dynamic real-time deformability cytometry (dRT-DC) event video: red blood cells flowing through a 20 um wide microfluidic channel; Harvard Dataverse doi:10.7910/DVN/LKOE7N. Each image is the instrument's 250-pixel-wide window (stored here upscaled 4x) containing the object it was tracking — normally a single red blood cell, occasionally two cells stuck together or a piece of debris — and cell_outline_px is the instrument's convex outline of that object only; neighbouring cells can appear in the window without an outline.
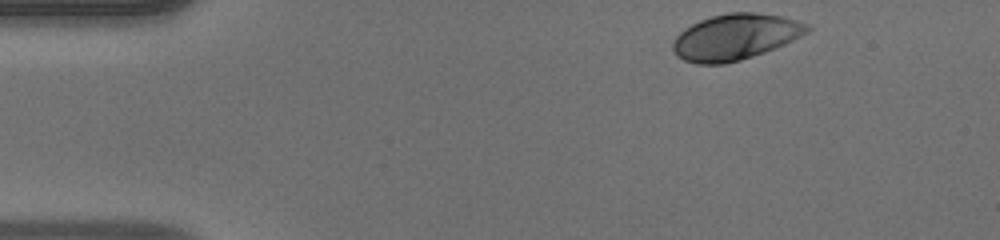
{"species": "human", "species_latin": "Homo sapiens", "temperature_condition": "warm", "stored_images_in_passage": 35, "camera_frame_rate_fps": 3000, "um_per_image_px": 0.085, "donor": {"sex": "male"}, "frame": {"image": 1, "passage_image": 1, "time_ms": 0.0, "image_size_px": [1000, 240], "cell_outline_px": [[812, 28], [808, 32], [784, 44], [764, 52], [740, 60], [724, 64], [696, 64], [684, 60], [676, 56], [672, 48], [672, 40], [684, 28], [700, 20], [712, 16], [728, 12], [756, 12], [780, 16], [796, 20], [808, 24]], "centroid_in_image_um": [62.47, 3.14], "position_along_channel_um": 22.5, "area_um2": 35.95}}
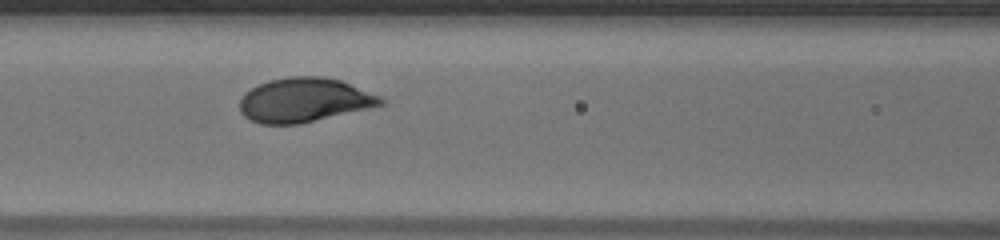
{"frame": {"image": 2, "passage_image": 15, "time_ms": 4.667, "image_size_px": [1000, 240], "cell_outline_px": [[384, 104], [368, 108], [300, 124], [260, 124], [248, 120], [240, 112], [240, 100], [244, 92], [268, 80], [288, 76], [320, 76], [340, 80], [380, 96], [384, 100]], "centroid_in_image_um": [25.81, 8.51], "position_along_channel_um": 140.8, "area_um2": 36.3}}
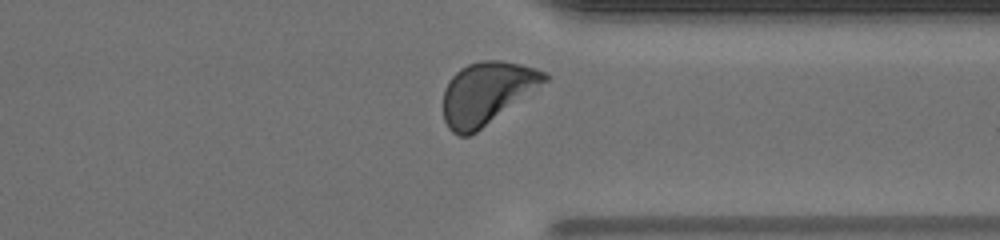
{"frame": {"image": 3, "passage_image": 31, "time_ms": 10.0, "image_size_px": [1000, 240], "cell_outline_px": [[552, 76], [548, 80], [476, 132], [468, 136], [460, 136], [452, 132], [448, 128], [444, 120], [444, 88], [448, 80], [460, 68], [468, 64], [480, 60], [500, 60], [520, 64], [536, 68], [548, 72]], "centroid_in_image_um": [41.37, 7.88], "position_along_channel_um": 370.0, "area_um2": 36.59}}